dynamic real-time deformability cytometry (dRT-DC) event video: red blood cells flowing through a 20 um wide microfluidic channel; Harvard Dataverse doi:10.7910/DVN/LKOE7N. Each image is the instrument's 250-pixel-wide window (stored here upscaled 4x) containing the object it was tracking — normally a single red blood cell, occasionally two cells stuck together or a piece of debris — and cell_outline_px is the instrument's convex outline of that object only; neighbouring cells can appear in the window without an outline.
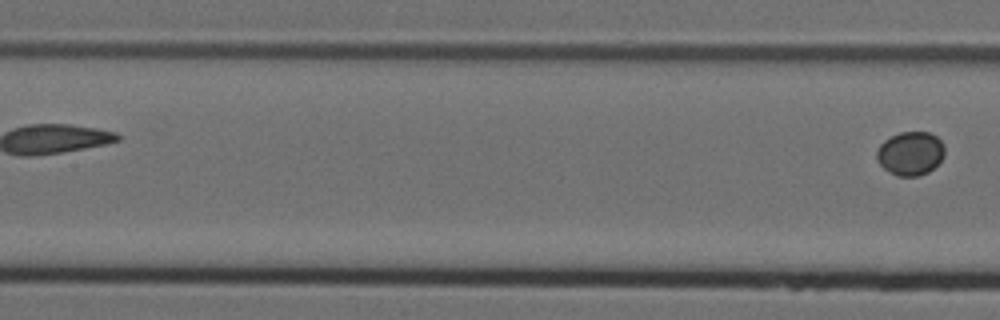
{"species": "Egyptian fruit bat (a non-hibernating species)", "species_latin": "Rousettus aegyptiacus", "temperature_condition": "cold", "stored_images_in_passage": 8, "segment_of_instrument_passage": [2, 2], "camera_frame_rate_fps": 3000, "um_per_image_px": 0.085, "animal": {"sex": "female"}, "frame": {"image": 1, "passage_image": 8, "time_ms": 2.333, "image_size_px": [1000, 320], "cell_outline_px": [[944, 156], [928, 172], [920, 176], [896, 176], [884, 168], [876, 160], [876, 152], [880, 144], [884, 140], [900, 132], [928, 132], [936, 136], [944, 144]], "centroid_in_image_um": [77.37, 13.04], "position_along_channel_um": 130.0, "area_um2": 17.28}}